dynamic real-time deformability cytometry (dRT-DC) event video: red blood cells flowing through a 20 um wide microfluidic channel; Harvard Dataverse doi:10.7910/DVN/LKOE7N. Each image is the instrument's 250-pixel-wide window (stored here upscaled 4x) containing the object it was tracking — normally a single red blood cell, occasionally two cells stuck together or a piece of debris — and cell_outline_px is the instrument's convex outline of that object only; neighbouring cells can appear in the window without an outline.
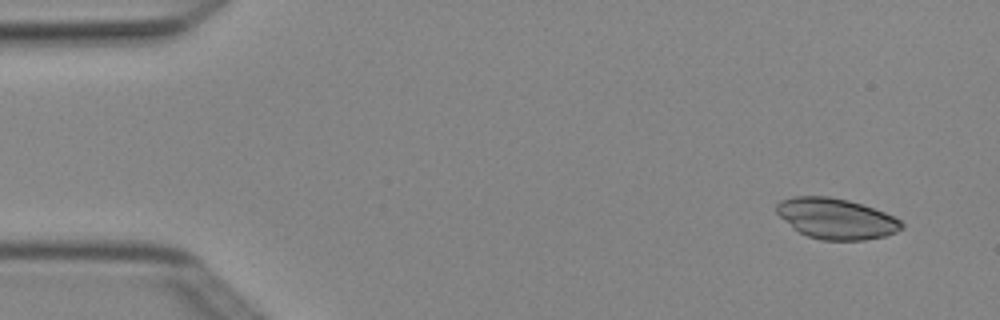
{"species": "Egyptian fruit bat (a non-hibernating species)", "species_latin": "Rousettus aegyptiacus", "temperature_condition": "cold", "stored_images_in_passage": 3, "camera_frame_rate_fps": 3000, "um_per_image_px": 0.085, "animal": {"sex": "female"}, "frame": {"image": 1, "passage_image": 1, "time_ms": 0.0, "image_size_px": [1000, 320], "cell_outline_px": [[904, 228], [896, 232], [884, 236], [864, 240], [820, 240], [808, 236], [800, 232], [784, 220], [776, 212], [776, 204], [780, 200], [792, 196], [828, 196], [848, 200], [884, 212], [900, 220], [904, 224]], "centroid_in_image_um": [71.06, 18.58], "position_along_channel_um": 13.9, "area_um2": 29.48}}
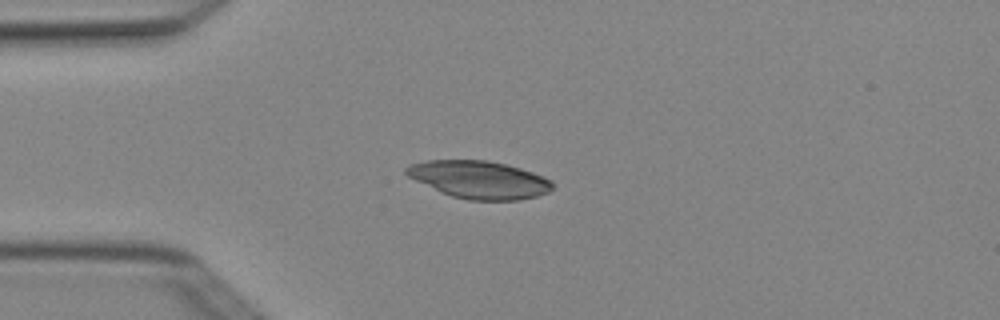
{"frame": {"image": 2, "passage_image": 3, "time_ms": 0.667, "image_size_px": [1000, 320], "cell_outline_px": [[552, 188], [548, 192], [536, 196], [520, 200], [468, 200], [452, 196], [440, 192], [408, 176], [404, 172], [404, 168], [412, 164], [428, 160], [488, 160], [520, 168], [544, 176], [552, 180]], "centroid_in_image_um": [40.74, 15.27], "position_along_channel_um": 44.3, "area_um2": 31.91}}